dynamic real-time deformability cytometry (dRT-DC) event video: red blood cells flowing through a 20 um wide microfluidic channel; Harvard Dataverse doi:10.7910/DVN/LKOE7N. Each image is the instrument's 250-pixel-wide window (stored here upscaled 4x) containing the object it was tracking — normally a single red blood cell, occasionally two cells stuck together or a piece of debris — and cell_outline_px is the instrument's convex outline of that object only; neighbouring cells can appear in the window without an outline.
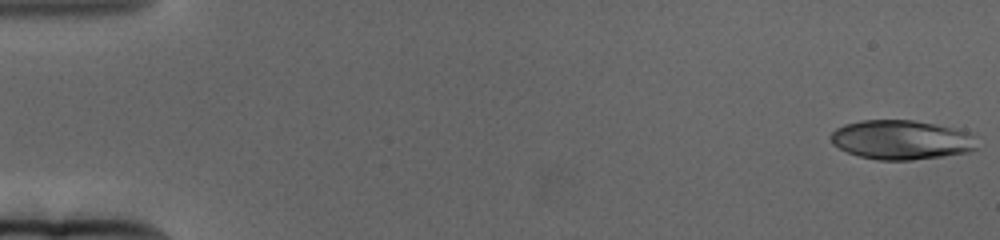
{"species": "human", "species_latin": "Homo sapiens", "temperature_condition": "cold", "stored_images_in_passage": 65, "camera_frame_rate_fps": 3000, "um_per_image_px": 0.085, "donor": {"sex": "female"}, "frame": {"image": 1, "passage_image": 1, "time_ms": 0.0, "image_size_px": [1000, 240], "cell_outline_px": [[976, 148], [968, 152], [944, 156], [912, 160], [880, 160], [860, 156], [848, 152], [832, 144], [828, 136], [836, 128], [844, 124], [860, 120], [912, 120], [936, 124], [968, 132], [972, 136]], "centroid_in_image_um": [76.55, 11.88], "position_along_channel_um": 8.4, "area_um2": 33.41}}
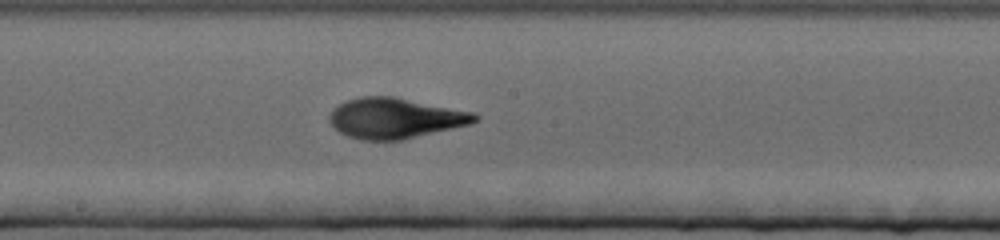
{"frame": {"image": 2, "passage_image": 36, "time_ms": 11.667, "image_size_px": [1000, 240], "cell_outline_px": [[480, 116], [472, 124], [404, 140], [360, 140], [348, 136], [340, 132], [328, 120], [328, 116], [332, 108], [348, 100], [360, 96], [392, 96], [476, 112]], "centroid_in_image_um": [33.62, 10.05], "position_along_channel_um": 214.6, "area_um2": 34.56}}
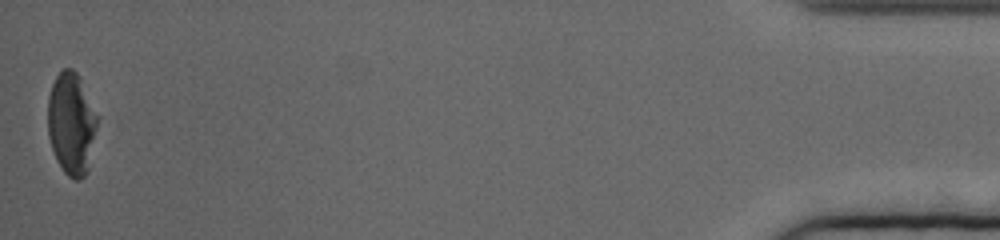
{"frame": {"image": 3, "passage_image": 65, "time_ms": 21.333, "image_size_px": [1000, 240], "cell_outline_px": [[100, 116], [88, 172], [80, 180], [76, 180], [68, 176], [64, 172], [56, 160], [48, 136], [48, 96], [52, 84], [56, 76], [64, 68], [72, 68], [80, 76]], "centroid_in_image_um": [6.11, 10.49], "position_along_channel_um": 429.1, "area_um2": 30.29}, "authors_computed_cell_mechanics": {"area_um2": 32.946, "velocity_mm_per_s": 3.1082, "shape_relaxation_time_tau1_ms": 4.438, "shape_relaxation_time_tau2_ms": 2.2799, "deformation_change_tau1": 0.1934, "deformation_change_tau2": 0.0741}}